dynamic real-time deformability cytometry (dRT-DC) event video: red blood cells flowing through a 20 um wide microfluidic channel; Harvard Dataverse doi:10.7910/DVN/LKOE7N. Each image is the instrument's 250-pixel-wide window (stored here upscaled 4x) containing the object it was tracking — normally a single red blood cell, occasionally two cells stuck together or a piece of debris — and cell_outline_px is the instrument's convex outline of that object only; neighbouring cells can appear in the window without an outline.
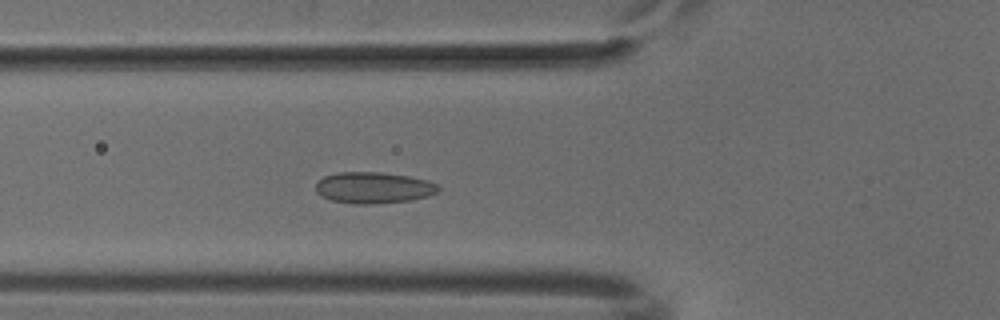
{"species": "common noctule bat (a hibernating species)", "species_latin": "Nyctalus noctula", "temperature_condition": "cold", "stored_images_in_passage": 47, "camera_frame_rate_fps": 3000, "um_per_image_px": 0.085, "animal": {"sex": "male", "body_mass_g": 18.8}, "frame": {"image": 1, "passage_image": 16, "time_ms": 5.0, "image_size_px": [1000, 320], "cell_outline_px": [[440, 192], [428, 196], [408, 200], [376, 204], [356, 204], [332, 200], [320, 196], [316, 192], [316, 184], [324, 176], [340, 172], [380, 172], [408, 176], [428, 180], [436, 184], [440, 188]], "centroid_in_image_um": [31.76, 15.96], "position_along_channel_um": 94.0, "area_um2": 22.37}}
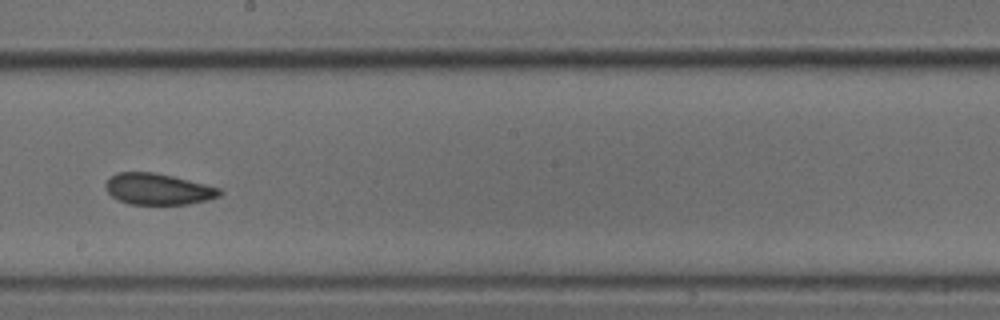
{"frame": {"image": 2, "passage_image": 27, "time_ms": 8.667, "image_size_px": [1000, 320], "cell_outline_px": [[224, 192], [220, 196], [208, 200], [188, 204], [128, 204], [112, 196], [104, 188], [104, 184], [116, 172], [152, 172], [172, 176], [220, 188]], "centroid_in_image_um": [13.44, 16.07], "position_along_channel_um": 234.8, "area_um2": 20.69}}
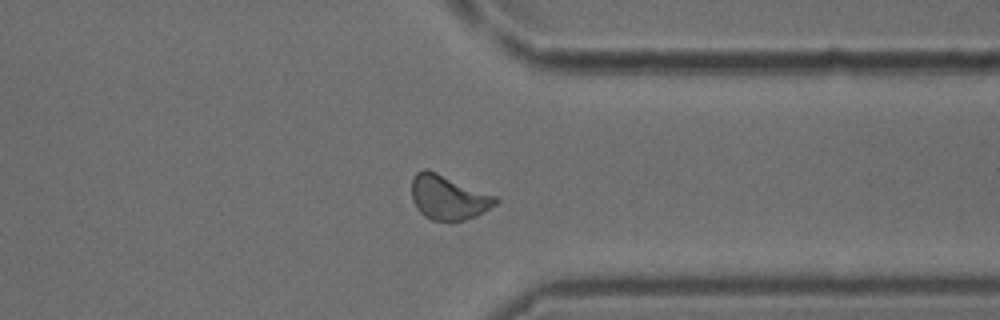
{"frame": {"image": 3, "passage_image": 38, "time_ms": 12.333, "image_size_px": [1000, 320], "cell_outline_px": [[500, 200], [496, 204], [484, 212], [476, 216], [452, 224], [448, 224], [432, 220], [424, 216], [416, 208], [412, 200], [412, 180], [416, 172], [424, 168], [436, 172], [496, 196]], "centroid_in_image_um": [38.1, 16.83], "position_along_channel_um": 373.3, "area_um2": 22.14}}